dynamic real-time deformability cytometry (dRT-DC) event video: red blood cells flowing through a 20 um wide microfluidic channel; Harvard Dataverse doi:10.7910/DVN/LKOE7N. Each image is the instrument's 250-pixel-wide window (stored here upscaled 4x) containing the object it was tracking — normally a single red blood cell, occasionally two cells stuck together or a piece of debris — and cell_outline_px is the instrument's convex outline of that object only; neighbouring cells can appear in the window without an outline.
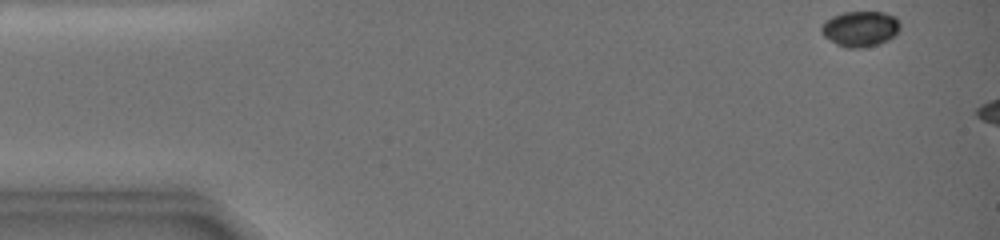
{"species": "common noctule bat (a hibernating species)", "species_latin": "Nyctalus noctula", "temperature_condition": "warm", "stored_images_in_passage": 36, "camera_frame_rate_fps": 3000, "um_per_image_px": 0.085, "animal": {"sex": "female", "body_mass_g": 19.0, "forearm_length_mm": 51.5}, "frame": {"image": 1, "passage_image": 1, "time_ms": 0.0, "image_size_px": [1000, 240], "cell_outline_px": [[900, 32], [896, 36], [880, 44], [864, 48], [844, 48], [836, 44], [824, 36], [820, 32], [820, 28], [832, 16], [844, 12], [884, 12], [896, 16], [900, 20]], "centroid_in_image_um": [73.18, 2.46], "position_along_channel_um": 11.8, "area_um2": 16.65}}
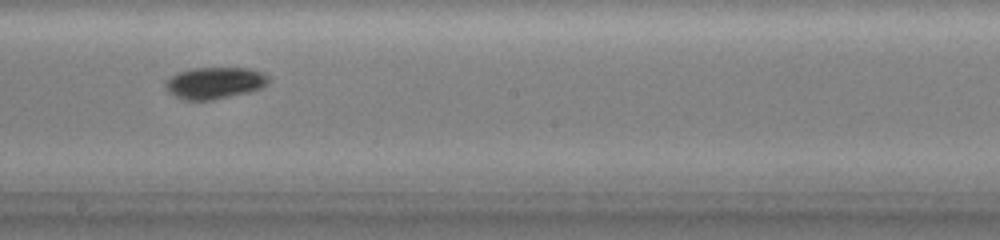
{"frame": {"image": 2, "passage_image": 24, "time_ms": 9.333, "image_size_px": [1000, 240], "cell_outline_px": [[268, 80], [260, 88], [244, 92], [208, 100], [188, 100], [176, 96], [164, 84], [172, 76], [180, 72], [192, 68], [248, 68], [264, 72], [268, 76]], "centroid_in_image_um": [18.26, 7.02], "position_along_channel_um": 229.9, "area_um2": 18.26}}
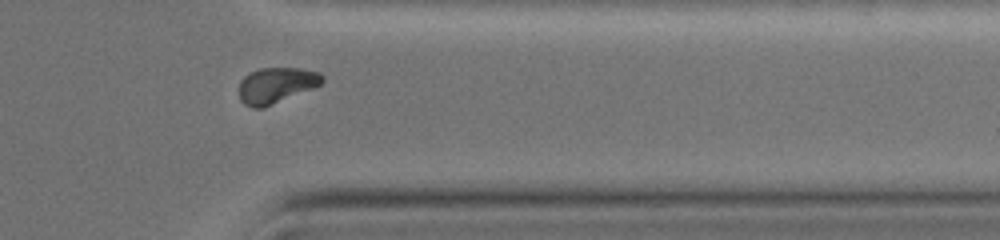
{"frame": {"image": 3, "passage_image": 35, "time_ms": 13.667, "image_size_px": [1000, 240], "cell_outline_px": [[324, 80], [320, 84], [312, 88], [264, 108], [252, 108], [244, 104], [240, 100], [240, 80], [248, 72], [260, 68], [300, 68], [320, 72], [324, 76]], "centroid_in_image_um": [23.46, 7.24], "position_along_channel_um": 387.9, "area_um2": 17.4}}